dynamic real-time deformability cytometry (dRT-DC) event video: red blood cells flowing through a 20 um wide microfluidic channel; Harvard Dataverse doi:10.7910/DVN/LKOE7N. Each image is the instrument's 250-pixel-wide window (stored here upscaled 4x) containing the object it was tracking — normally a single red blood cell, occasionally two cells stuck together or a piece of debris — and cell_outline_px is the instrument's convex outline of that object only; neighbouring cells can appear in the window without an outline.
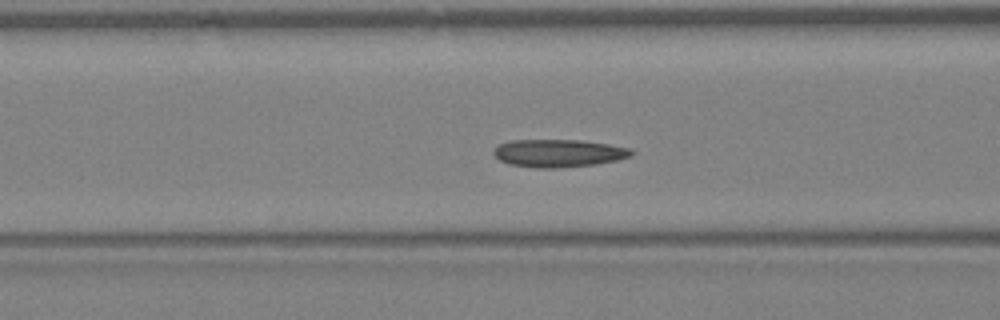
{"species": "Egyptian fruit bat (a non-hibernating species)", "species_latin": "Rousettus aegyptiacus", "temperature_condition": "warm", "stored_images_in_passage": 42, "camera_frame_rate_fps": 3000, "um_per_image_px": 0.085, "animal": {"sex": "female"}, "frame": {"image": 1, "passage_image": 17, "time_ms": 5.333, "image_size_px": [1000, 320], "cell_outline_px": [[636, 152], [632, 156], [616, 160], [596, 164], [556, 168], [536, 168], [508, 164], [500, 160], [492, 152], [492, 148], [508, 140], [580, 140], [608, 144], [632, 148]], "centroid_in_image_um": [47.48, 13.01], "position_along_channel_um": 119.1, "area_um2": 22.48}}
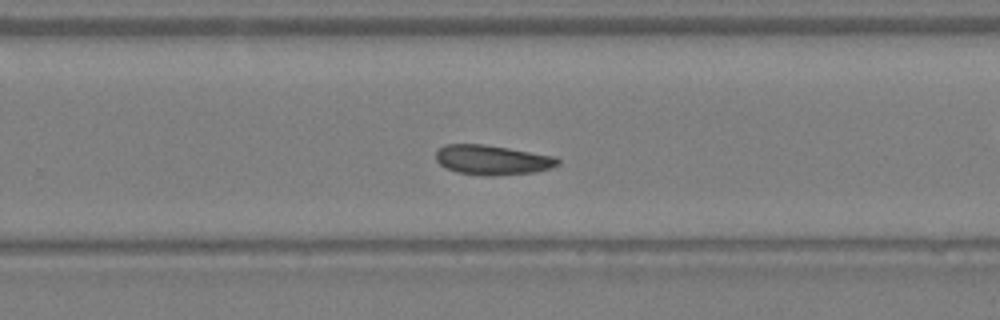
{"frame": {"image": 2, "passage_image": 27, "time_ms": 8.667, "image_size_px": [1000, 320], "cell_outline_px": [[560, 164], [552, 168], [536, 172], [492, 176], [488, 176], [456, 172], [444, 168], [436, 160], [436, 152], [444, 144], [484, 144], [556, 156], [560, 160]], "centroid_in_image_um": [41.86, 13.6], "position_along_channel_um": 287.9, "area_um2": 21.33}}
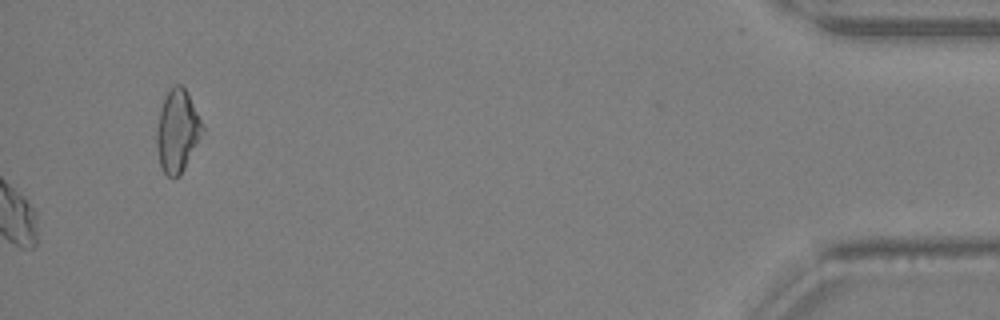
{"frame": {"image": 3, "passage_image": 42, "time_ms": 13.667, "image_size_px": [1000, 320], "cell_outline_px": [[204, 128], [180, 176], [172, 180], [160, 168], [156, 144], [156, 136], [160, 112], [164, 100], [172, 84], [180, 84], [184, 88]], "centroid_in_image_um": [15.04, 11.19], "position_along_channel_um": 420.2, "area_um2": 21.33}}